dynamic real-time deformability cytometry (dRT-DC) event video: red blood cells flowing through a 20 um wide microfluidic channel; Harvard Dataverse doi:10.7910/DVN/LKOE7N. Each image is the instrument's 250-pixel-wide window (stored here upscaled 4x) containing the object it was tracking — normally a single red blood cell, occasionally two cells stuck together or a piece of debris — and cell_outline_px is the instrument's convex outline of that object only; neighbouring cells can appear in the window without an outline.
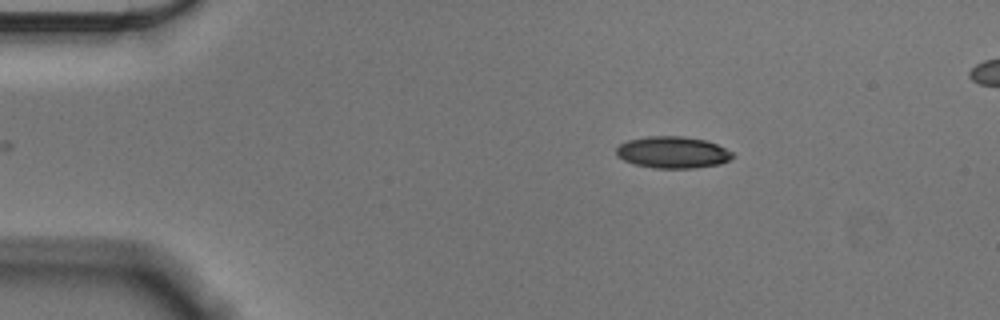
{"species": "Egyptian fruit bat (a non-hibernating species)", "species_latin": "Rousettus aegyptiacus", "temperature_condition": "cold", "stored_images_in_passage": 48, "camera_frame_rate_fps": 3000, "um_per_image_px": 0.085, "animal": {"sex": "male"}, "frame": {"image": 1, "passage_image": 1, "time_ms": 0.0, "image_size_px": [1000, 320], "cell_outline_px": [[736, 156], [720, 164], [696, 168], [652, 168], [632, 164], [616, 156], [616, 148], [620, 144], [628, 140], [648, 136], [684, 136], [704, 140], [716, 144], [732, 152]], "centroid_in_image_um": [57.16, 12.96], "position_along_channel_um": 27.8, "area_um2": 21.62}}
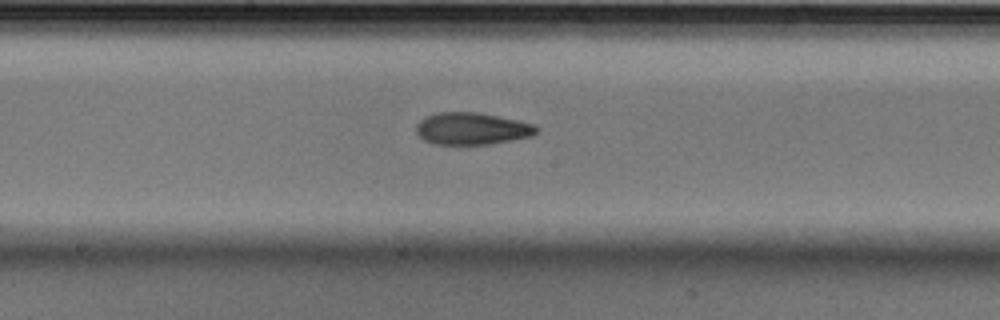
{"frame": {"image": 2, "passage_image": 21, "time_ms": 6.667, "image_size_px": [1000, 320], "cell_outline_px": [[540, 128], [532, 136], [512, 140], [488, 144], [432, 144], [424, 140], [416, 132], [416, 124], [424, 116], [436, 112], [476, 112], [516, 120], [532, 124]], "centroid_in_image_um": [40.06, 10.93], "position_along_channel_um": 208.1, "area_um2": 22.43}}
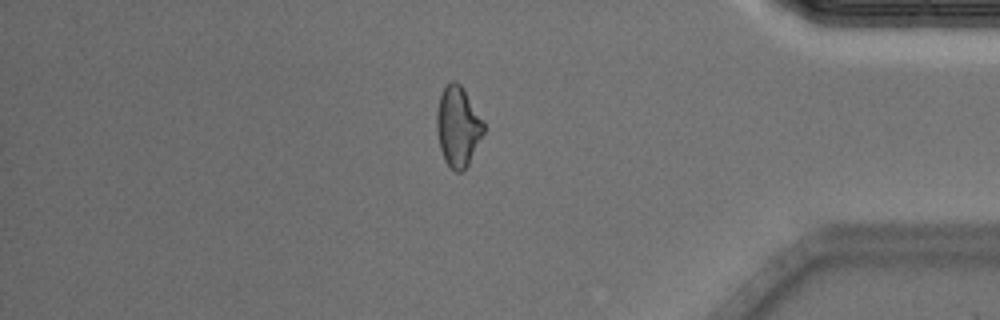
{"frame": {"image": 3, "passage_image": 39, "time_ms": 12.667, "image_size_px": [1000, 320], "cell_outline_px": [[484, 132], [464, 172], [456, 172], [444, 160], [440, 148], [436, 128], [436, 116], [440, 96], [444, 88], [452, 80], [456, 80], [460, 84], [484, 120]], "centroid_in_image_um": [38.93, 10.75], "position_along_channel_um": 396.3, "area_um2": 21.79}}